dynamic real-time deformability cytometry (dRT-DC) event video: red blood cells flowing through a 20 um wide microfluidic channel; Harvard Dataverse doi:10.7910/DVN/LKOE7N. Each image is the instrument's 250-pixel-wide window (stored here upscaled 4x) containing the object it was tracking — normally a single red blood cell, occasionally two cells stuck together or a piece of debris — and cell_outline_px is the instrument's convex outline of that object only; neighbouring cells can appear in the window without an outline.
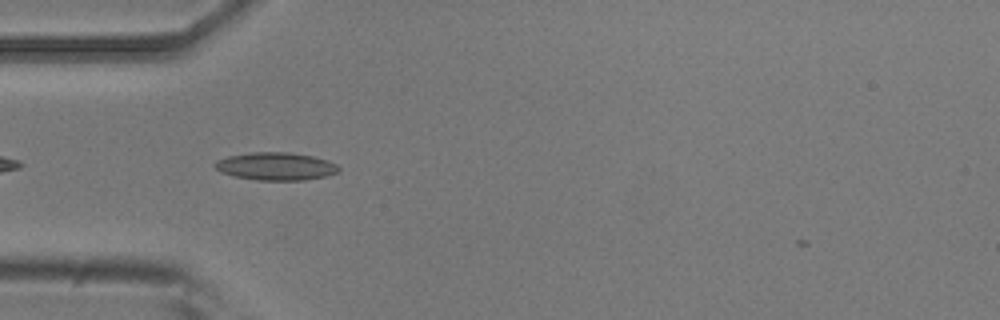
{"species": "common noctule bat (a hibernating species)", "species_latin": "Nyctalus noctula", "temperature_condition": "room temperature", "stored_images_in_passage": 2, "camera_frame_rate_fps": 3000, "um_per_image_px": 0.085, "animal": {"sex": "male", "body_mass_g": 20.5, "forearm_length_mm": 52.5}, "frame": {"image": 1, "passage_image": 1, "time_ms": 0.0, "image_size_px": [1000, 320], "cell_outline_px": [[340, 172], [324, 176], [304, 180], [256, 180], [236, 176], [220, 172], [212, 164], [216, 160], [228, 156], [248, 152], [288, 152], [312, 156], [328, 160], [336, 164], [340, 168]], "centroid_in_image_um": [23.43, 14.13], "position_along_channel_um": 61.6, "area_um2": 20.11}}
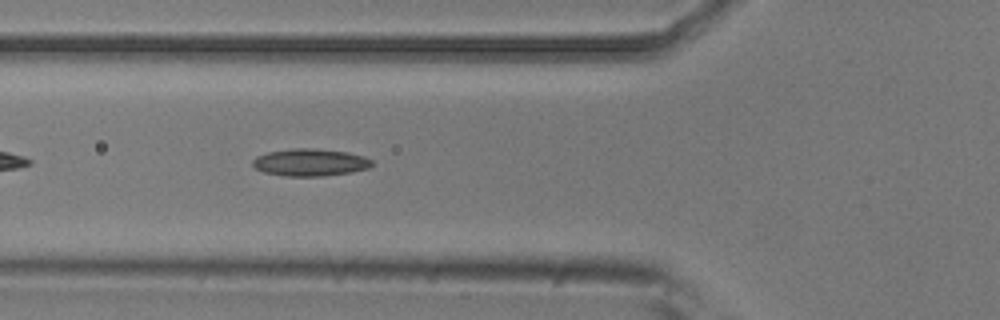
{"frame": {"image": 2, "passage_image": 2, "time_ms": 0.333, "image_size_px": [1000, 320], "cell_outline_px": [[372, 164], [368, 168], [352, 172], [320, 176], [284, 176], [264, 172], [256, 168], [252, 164], [252, 160], [256, 156], [268, 152], [292, 148], [312, 148], [348, 152], [364, 156], [372, 160]], "centroid_in_image_um": [26.35, 13.8], "position_along_channel_um": 99.4, "area_um2": 18.96}}